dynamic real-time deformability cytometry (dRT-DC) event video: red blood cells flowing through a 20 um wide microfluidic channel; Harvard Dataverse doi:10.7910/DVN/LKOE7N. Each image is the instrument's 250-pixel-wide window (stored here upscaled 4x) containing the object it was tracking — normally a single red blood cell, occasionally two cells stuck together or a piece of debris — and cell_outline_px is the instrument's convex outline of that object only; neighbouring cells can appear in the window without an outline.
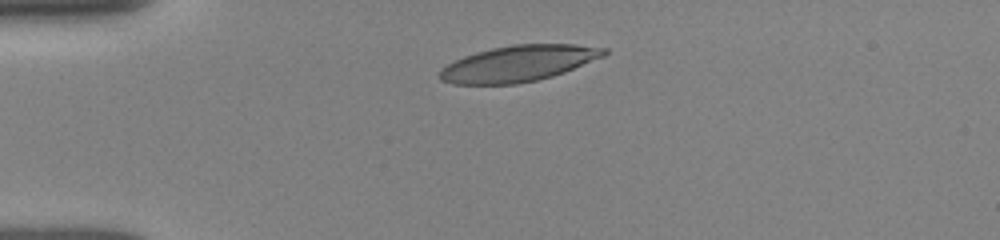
{"species": "human", "species_latin": "Homo sapiens", "temperature_condition": "room temperature", "stored_images_in_passage": 40, "camera_frame_rate_fps": 3000, "um_per_image_px": 0.085, "donor": {"sex": "female"}, "frame": {"image": 1, "passage_image": 1, "time_ms": 0.0, "image_size_px": [1000, 240], "cell_outline_px": [[608, 52], [604, 56], [564, 72], [552, 76], [536, 80], [516, 84], [452, 84], [440, 80], [440, 72], [448, 64], [464, 56], [476, 52], [492, 48], [512, 44], [576, 44], [608, 48]], "centroid_in_image_um": [44.1, 5.39], "position_along_channel_um": 40.9, "area_um2": 34.33}}
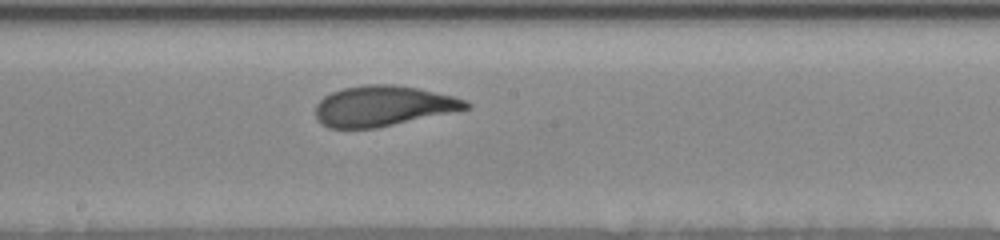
{"frame": {"image": 2, "passage_image": 17, "time_ms": 5.333, "image_size_px": [1000, 240], "cell_outline_px": [[472, 108], [376, 128], [328, 128], [316, 120], [316, 104], [324, 96], [332, 92], [344, 88], [368, 84], [396, 84], [416, 88], [452, 96], [464, 100], [472, 104]], "centroid_in_image_um": [32.55, 9.01], "position_along_channel_um": 215.7, "area_um2": 35.32}}
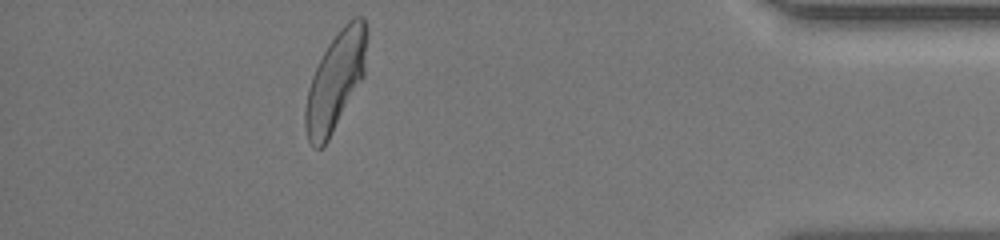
{"frame": {"image": 3, "passage_image": 35, "time_ms": 11.333, "image_size_px": [1000, 240], "cell_outline_px": [[368, 36], [364, 76], [328, 140], [320, 148], [316, 148], [308, 140], [304, 124], [304, 112], [308, 88], [312, 76], [328, 44], [340, 28], [352, 16], [364, 16], [368, 28]], "centroid_in_image_um": [28.54, 6.82], "position_along_channel_um": 406.7, "area_um2": 35.2}, "authors_computed_cell_mechanics": {"area_um2": 35.258, "velocity_mm_per_s": 3.8828, "shape_relaxation_time_tau1_ms": 2.7867, "shape_relaxation_time_tau2_ms": 0.8191, "deformation_change_tau1": 0.1611, "deformation_change_tau2": 0.0734}}